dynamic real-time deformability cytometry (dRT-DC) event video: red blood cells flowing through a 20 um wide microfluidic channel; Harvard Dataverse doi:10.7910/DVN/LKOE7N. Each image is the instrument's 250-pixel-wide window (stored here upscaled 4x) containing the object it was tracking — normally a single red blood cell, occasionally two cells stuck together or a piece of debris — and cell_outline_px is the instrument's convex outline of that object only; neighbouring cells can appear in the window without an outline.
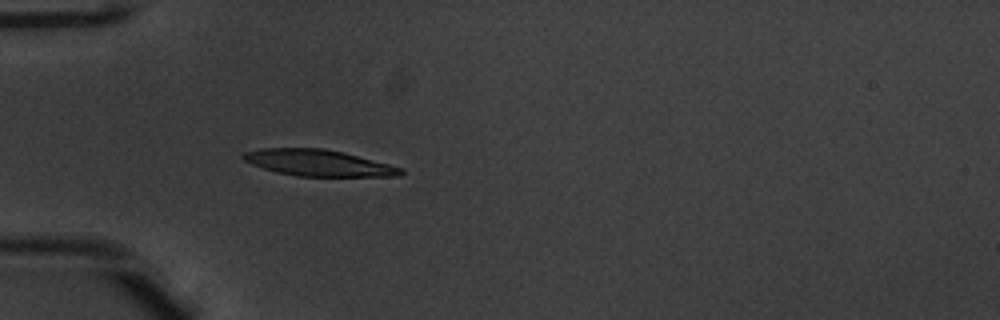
{"species": "common noctule bat (a hibernating species)", "species_latin": "Nyctalus noctula", "temperature_condition": "warm", "stored_images_in_passage": 37, "camera_frame_rate_fps": 3000, "um_per_image_px": 0.085, "animal": {"sex": "male", "body_mass_g": 20.1, "forearm_length_mm": 53.5}, "frame": {"image": 1, "passage_image": 1, "time_ms": 0.0, "image_size_px": [1000, 320], "cell_outline_px": [[404, 172], [400, 176], [296, 176], [276, 172], [252, 164], [244, 160], [240, 156], [244, 152], [260, 148], [324, 148], [344, 152], [404, 168]], "centroid_in_image_um": [27.06, 13.84], "position_along_channel_um": 57.9, "area_um2": 24.22}}
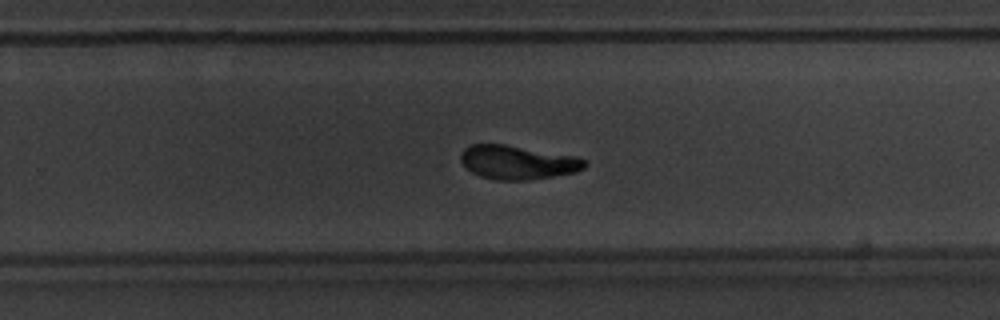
{"frame": {"image": 2, "passage_image": 19, "time_ms": 6.0, "image_size_px": [1000, 320], "cell_outline_px": [[588, 164], [584, 168], [576, 172], [552, 176], [524, 180], [496, 180], [480, 176], [472, 172], [460, 160], [460, 152], [468, 144], [504, 144], [576, 156], [584, 160]], "centroid_in_image_um": [43.98, 13.79], "position_along_channel_um": 285.8, "area_um2": 24.39}}
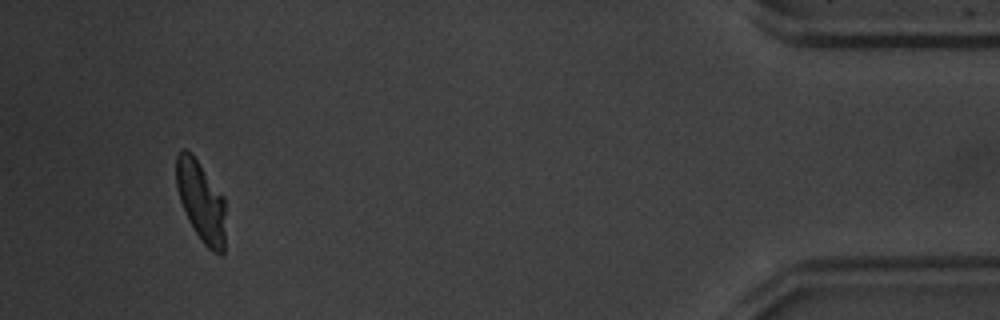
{"frame": {"image": 3, "passage_image": 34, "time_ms": 11.0, "image_size_px": [1000, 320], "cell_outline_px": [[224, 252], [220, 256], [212, 252], [200, 240], [180, 200], [176, 188], [176, 156], [180, 148], [184, 148], [192, 152], [224, 196]], "centroid_in_image_um": [17.08, 17.06], "position_along_channel_um": 418.1, "area_um2": 23.18}, "authors_computed_cell_mechanics": {"area_um2": 24.9696, "velocity_mm_per_s": 3.9166, "shape_relaxation_time_tau1_ms": 2.9047, "shape_relaxation_time_tau2_ms": 1.9047, "deformation_change_tau1": 0.1591, "deformation_change_tau2": 0.0884}}